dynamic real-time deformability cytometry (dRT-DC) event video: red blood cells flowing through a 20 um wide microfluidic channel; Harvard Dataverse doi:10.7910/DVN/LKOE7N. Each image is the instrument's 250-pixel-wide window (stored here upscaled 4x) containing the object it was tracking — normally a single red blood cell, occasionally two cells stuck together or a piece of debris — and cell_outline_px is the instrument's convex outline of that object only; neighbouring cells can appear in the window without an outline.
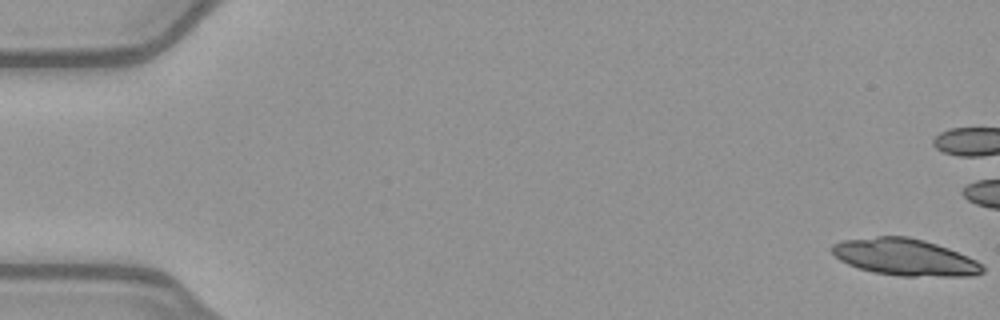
{"species": "common noctule bat (a hibernating species)", "species_latin": "Nyctalus noctula", "temperature_condition": "warm", "stored_images_in_passage": 21, "camera_frame_rate_fps": 3000, "um_per_image_px": 0.085, "animal": {"sex": "female", "body_mass_g": 21.9}, "frame": {"image": 1, "passage_image": 1, "time_ms": 0.0, "image_size_px": [1000, 320], "cell_outline_px": [[984, 272], [976, 276], [900, 276], [876, 272], [860, 268], [848, 264], [840, 260], [832, 252], [832, 244], [844, 240], [876, 236], [908, 236], [924, 240], [948, 248], [968, 256], [976, 260], [984, 268]], "centroid_in_image_um": [76.95, 21.86], "position_along_channel_um": 8.1, "area_um2": 32.14}}